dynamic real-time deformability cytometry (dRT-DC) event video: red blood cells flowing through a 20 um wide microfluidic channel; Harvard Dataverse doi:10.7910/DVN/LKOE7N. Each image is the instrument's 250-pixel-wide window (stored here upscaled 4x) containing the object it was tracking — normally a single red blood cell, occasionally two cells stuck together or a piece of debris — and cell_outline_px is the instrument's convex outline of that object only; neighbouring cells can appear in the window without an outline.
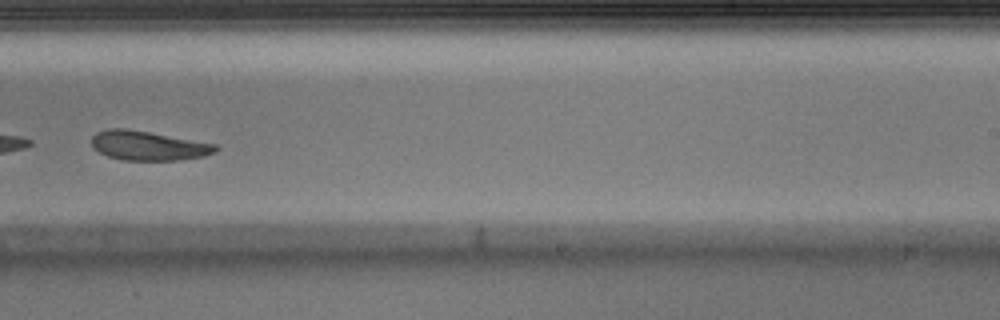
{"species": "Egyptian fruit bat (a non-hibernating species)", "species_latin": "Rousettus aegyptiacus", "temperature_condition": "warm", "stored_images_in_passage": 36, "camera_frame_rate_fps": 3000, "um_per_image_px": 0.085, "animal": {"sex": "male"}, "frame": {"image": 1, "passage_image": 21, "time_ms": 6.667, "image_size_px": [1000, 320], "cell_outline_px": [[220, 148], [216, 152], [204, 156], [176, 160], [124, 160], [108, 156], [92, 148], [92, 136], [96, 132], [108, 128], [124, 128], [148, 132], [216, 144]], "centroid_in_image_um": [12.59, 12.38], "position_along_channel_um": 276.4, "area_um2": 21.1}}